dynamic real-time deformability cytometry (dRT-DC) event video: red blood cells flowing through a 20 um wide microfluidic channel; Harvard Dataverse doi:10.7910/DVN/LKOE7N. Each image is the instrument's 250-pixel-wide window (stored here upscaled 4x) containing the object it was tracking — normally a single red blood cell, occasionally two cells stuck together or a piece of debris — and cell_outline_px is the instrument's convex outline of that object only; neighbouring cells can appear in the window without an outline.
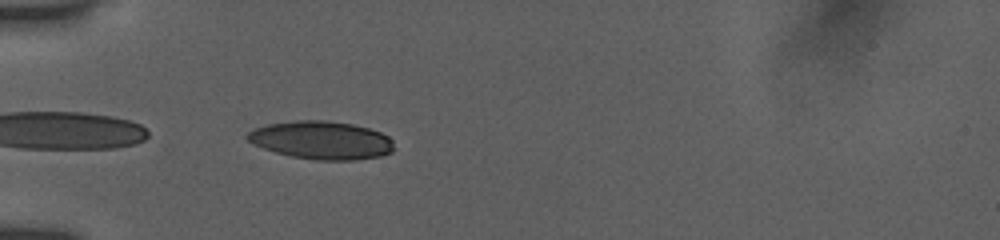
{"species": "human", "species_latin": "Homo sapiens", "temperature_condition": "room temperature", "stored_images_in_passage": 30, "camera_frame_rate_fps": 3000, "um_per_image_px": 0.085, "donor": {"sex": "female"}, "frame": {"image": 1, "passage_image": 1, "time_ms": 0.0, "image_size_px": [1000, 240], "cell_outline_px": [[392, 152], [380, 156], [352, 160], [316, 160], [292, 156], [276, 152], [264, 148], [248, 140], [244, 136], [248, 132], [256, 128], [268, 124], [296, 120], [328, 120], [352, 124], [368, 128], [380, 132], [388, 136], [392, 140]], "centroid_in_image_um": [27.32, 11.91], "position_along_channel_um": 57.7, "area_um2": 32.31}}
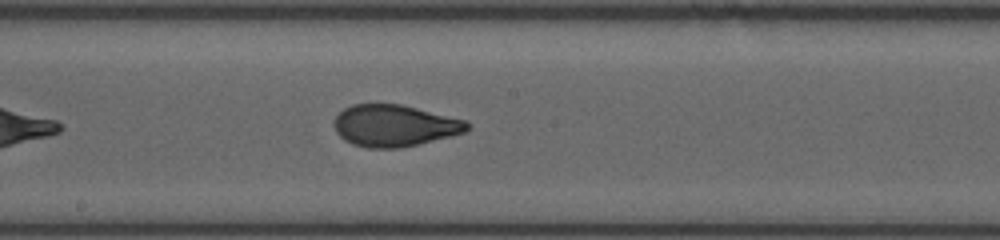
{"frame": {"image": 2, "passage_image": 14, "time_ms": 4.333, "image_size_px": [1000, 240], "cell_outline_px": [[472, 128], [468, 132], [452, 136], [400, 148], [368, 148], [352, 144], [344, 140], [336, 132], [332, 124], [336, 116], [344, 108], [352, 104], [400, 104], [468, 120]], "centroid_in_image_um": [33.56, 10.68], "position_along_channel_um": 214.6, "area_um2": 32.71}}
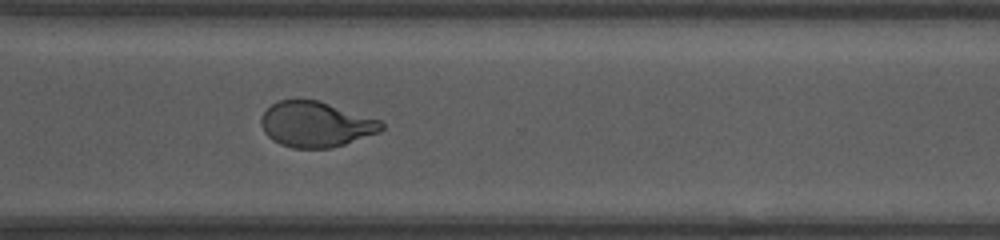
{"frame": {"image": 3, "passage_image": 24, "time_ms": 7.667, "image_size_px": [1000, 240], "cell_outline_px": [[384, 128], [380, 132], [344, 144], [328, 148], [292, 148], [280, 144], [272, 140], [264, 132], [260, 124], [260, 116], [272, 104], [280, 100], [316, 100], [380, 120], [384, 124]], "centroid_in_image_um": [26.82, 10.58], "position_along_channel_um": 343.8, "area_um2": 31.62}, "authors_computed_cell_mechanics": {"area_um2": 32.7148, "velocity_mm_per_s": 3.8912, "shape_relaxation_time_tau1_ms": 5.5962, "shape_relaxation_time_tau2_ms": 1.0345, "deformation_change_tau1": 0.2063, "deformation_change_tau2": 0.0672}}